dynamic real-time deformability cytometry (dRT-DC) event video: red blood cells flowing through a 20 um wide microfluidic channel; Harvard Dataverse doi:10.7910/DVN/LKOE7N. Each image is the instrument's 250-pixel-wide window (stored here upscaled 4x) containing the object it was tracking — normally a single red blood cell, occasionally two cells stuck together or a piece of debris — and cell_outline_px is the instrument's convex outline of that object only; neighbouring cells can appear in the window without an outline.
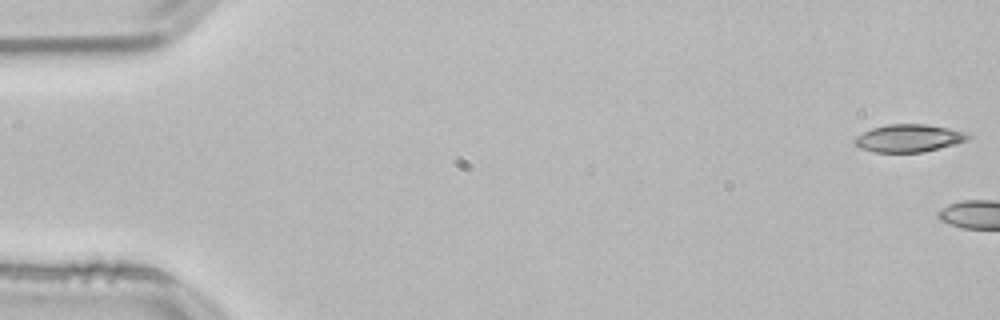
{"species": "common noctule bat (a hibernating species)", "species_latin": "Nyctalus noctula", "temperature_condition": "room temperature", "stored_images_in_passage": 8, "camera_frame_rate_fps": 3000, "um_per_image_px": 0.085, "animal": {"sex": "male", "body_mass_g": 21.5, "forearm_length_mm": 52.0}, "frame": {"image": 1, "passage_image": 1, "time_ms": 0.0, "image_size_px": [1000, 320], "cell_outline_px": [[972, 136], [968, 140], [956, 144], [924, 152], [876, 152], [860, 148], [852, 140], [856, 136], [872, 128], [888, 124], [924, 124], [948, 128], [968, 132]], "centroid_in_image_um": [77.28, 11.74], "position_along_channel_um": 7.7, "area_um2": 18.32}}